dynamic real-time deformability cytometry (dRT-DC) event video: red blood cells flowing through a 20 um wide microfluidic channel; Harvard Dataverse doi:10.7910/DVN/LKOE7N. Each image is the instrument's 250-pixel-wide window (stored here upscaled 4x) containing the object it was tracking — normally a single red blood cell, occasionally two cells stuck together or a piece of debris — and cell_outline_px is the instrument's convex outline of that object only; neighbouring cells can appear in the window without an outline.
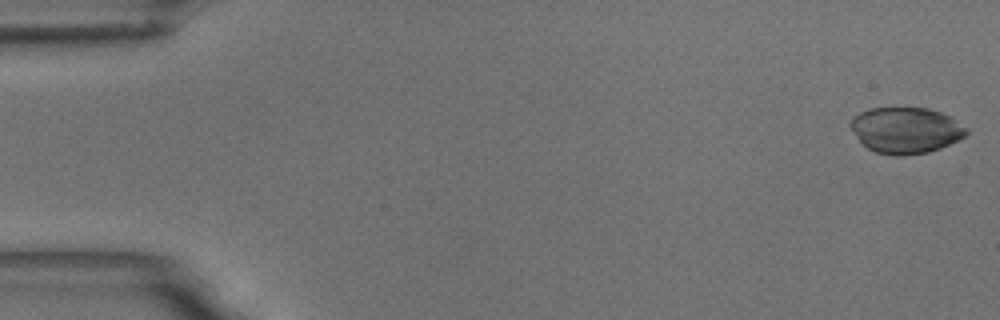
{"species": "common noctule bat (a hibernating species)", "species_latin": "Nyctalus noctula", "temperature_condition": "room temperature", "stored_images_in_passage": 15, "camera_frame_rate_fps": 3000, "um_per_image_px": 0.085, "animal": {"sex": "male", "body_mass_g": 18.8}, "frame": {"image": 1, "passage_image": 1, "time_ms": 0.0, "image_size_px": [1000, 320], "cell_outline_px": [[968, 132], [964, 136], [940, 148], [928, 152], [900, 156], [892, 156], [876, 152], [868, 148], [860, 140], [848, 124], [852, 116], [860, 112], [872, 108], [928, 108], [940, 112], [948, 116], [968, 128]], "centroid_in_image_um": [76.96, 11.07], "position_along_channel_um": 8.0, "area_um2": 30.87}}
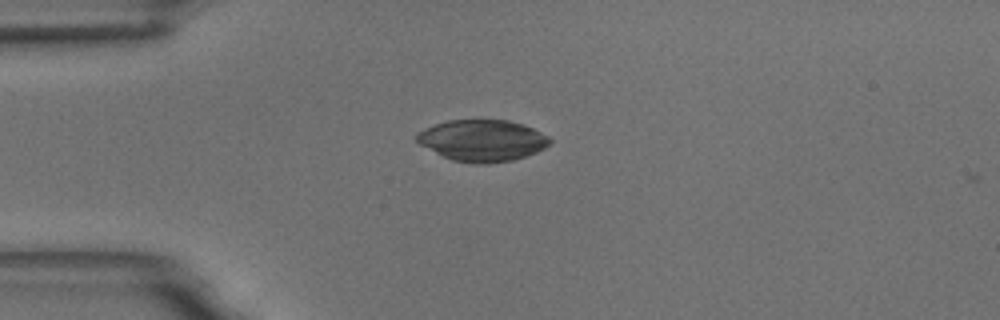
{"frame": {"image": 2, "passage_image": 14, "time_ms": 4.333, "image_size_px": [1000, 320], "cell_outline_px": [[552, 140], [544, 148], [536, 152], [512, 160], [488, 164], [480, 164], [452, 160], [420, 144], [412, 136], [416, 132], [424, 128], [448, 120], [508, 120], [524, 124], [548, 136]], "centroid_in_image_um": [40.98, 11.93], "position_along_channel_um": 44.0, "area_um2": 32.08}}